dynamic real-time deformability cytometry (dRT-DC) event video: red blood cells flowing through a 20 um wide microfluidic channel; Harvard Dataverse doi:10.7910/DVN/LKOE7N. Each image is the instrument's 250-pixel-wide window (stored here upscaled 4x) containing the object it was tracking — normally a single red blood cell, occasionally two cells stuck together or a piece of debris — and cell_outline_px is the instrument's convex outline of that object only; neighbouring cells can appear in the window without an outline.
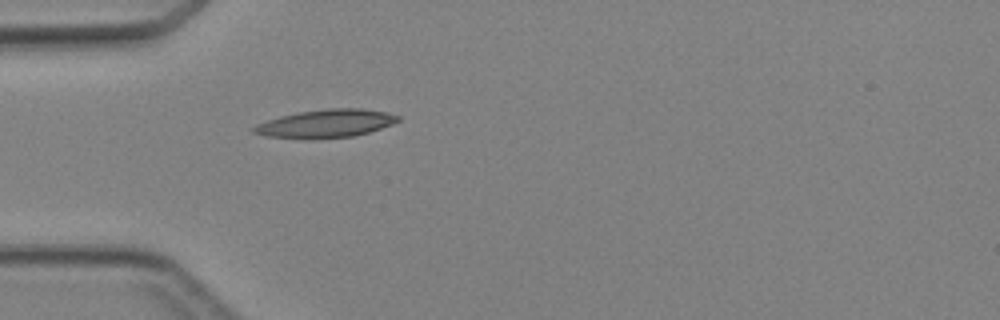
{"species": "Egyptian fruit bat (a non-hibernating species)", "species_latin": "Rousettus aegyptiacus", "temperature_condition": "cold", "stored_images_in_passage": 33, "camera_frame_rate_fps": 3000, "um_per_image_px": 0.085, "animal": {"sex": "female"}, "frame": {"image": 1, "passage_image": 1, "time_ms": 0.0, "image_size_px": [1000, 320], "cell_outline_px": [[400, 120], [392, 124], [368, 132], [352, 136], [312, 140], [304, 140], [264, 136], [252, 132], [252, 128], [256, 124], [280, 116], [300, 112], [328, 108], [360, 108], [384, 112], [400, 116]], "centroid_in_image_um": [27.64, 10.52], "position_along_channel_um": 57.4, "area_um2": 23.81}}
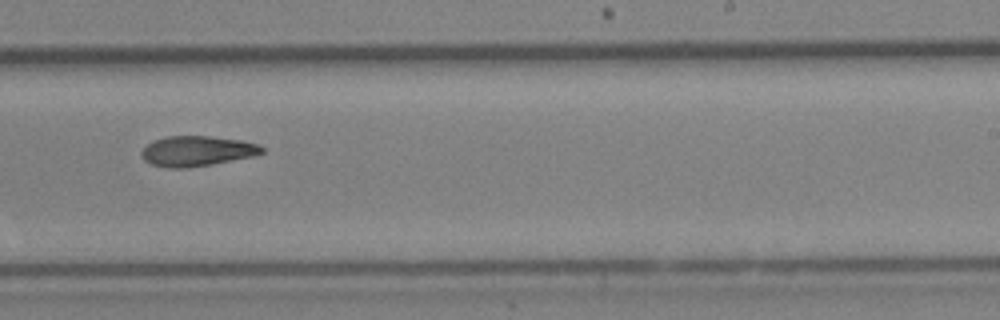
{"frame": {"image": 2, "passage_image": 16, "time_ms": 5.0, "image_size_px": [1000, 320], "cell_outline_px": [[264, 152], [256, 156], [212, 164], [184, 168], [168, 168], [152, 164], [144, 160], [140, 152], [148, 144], [156, 140], [168, 136], [208, 136], [240, 140], [256, 144], [264, 148]], "centroid_in_image_um": [16.76, 12.85], "position_along_channel_um": 272.2, "area_um2": 21.04}}
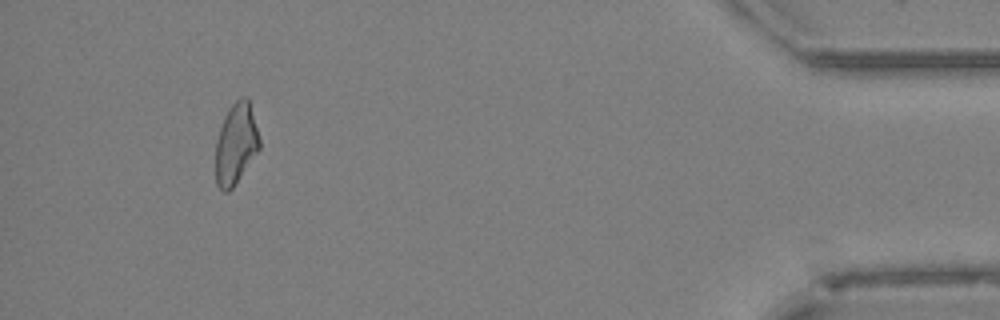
{"frame": {"image": 3, "passage_image": 30, "time_ms": 9.667, "image_size_px": [1000, 320], "cell_outline_px": [[260, 148], [232, 188], [228, 192], [224, 192], [216, 184], [216, 140], [224, 116], [232, 104], [236, 100], [244, 96], [248, 96], [260, 140]], "centroid_in_image_um": [20.05, 12.21], "position_along_channel_um": 415.2, "area_um2": 20.52}}